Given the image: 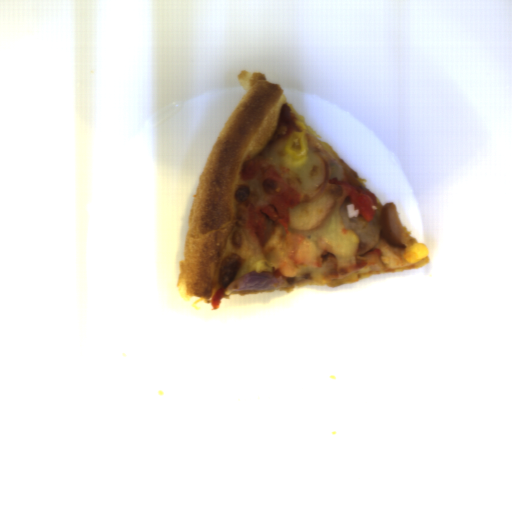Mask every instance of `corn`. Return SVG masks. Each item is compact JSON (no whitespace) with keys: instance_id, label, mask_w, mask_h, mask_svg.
<instances>
[{"instance_id":"obj_2","label":"corn","mask_w":512,"mask_h":512,"mask_svg":"<svg viewBox=\"0 0 512 512\" xmlns=\"http://www.w3.org/2000/svg\"><path fill=\"white\" fill-rule=\"evenodd\" d=\"M429 251L423 242H417L416 244L407 247L402 256L408 263L420 262L425 257H428Z\"/></svg>"},{"instance_id":"obj_1","label":"corn","mask_w":512,"mask_h":512,"mask_svg":"<svg viewBox=\"0 0 512 512\" xmlns=\"http://www.w3.org/2000/svg\"><path fill=\"white\" fill-rule=\"evenodd\" d=\"M309 140L306 129L290 133L282 154V167H299L305 164L308 156Z\"/></svg>"}]
</instances>
